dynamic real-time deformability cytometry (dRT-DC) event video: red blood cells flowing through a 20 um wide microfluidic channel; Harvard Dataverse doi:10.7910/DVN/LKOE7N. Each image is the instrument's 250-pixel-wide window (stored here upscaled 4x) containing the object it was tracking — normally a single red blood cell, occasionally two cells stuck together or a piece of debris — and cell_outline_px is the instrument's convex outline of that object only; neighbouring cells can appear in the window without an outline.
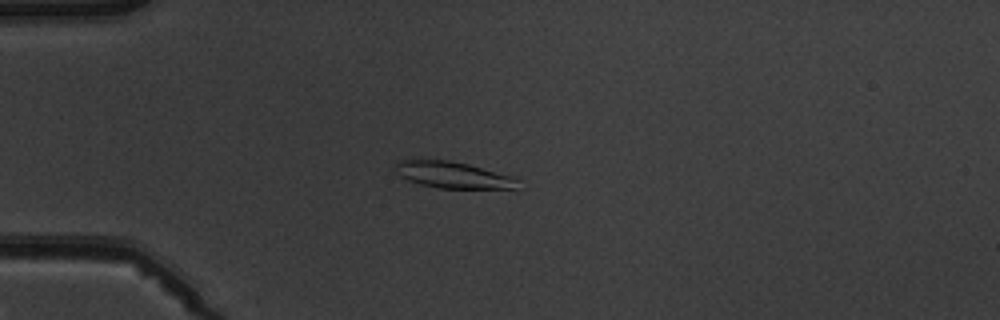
{"species": "common noctule bat (a hibernating species)", "species_latin": "Nyctalus noctula", "temperature_condition": "warm", "stored_images_in_passage": 7, "camera_frame_rate_fps": 3000, "um_per_image_px": 0.085, "animal": {"sex": "male", "body_mass_g": 19.5, "forearm_length_mm": 54.6}, "frame": {"image": 1, "passage_image": 5, "time_ms": 4.667, "image_size_px": [1000, 320], "cell_outline_px": [[516, 188], [440, 188], [420, 184], [408, 180], [400, 176], [396, 172], [396, 160], [448, 160], [468, 164], [508, 176], [516, 180]], "centroid_in_image_um": [38.39, 14.86], "position_along_channel_um": 46.6, "area_um2": 18.26}}